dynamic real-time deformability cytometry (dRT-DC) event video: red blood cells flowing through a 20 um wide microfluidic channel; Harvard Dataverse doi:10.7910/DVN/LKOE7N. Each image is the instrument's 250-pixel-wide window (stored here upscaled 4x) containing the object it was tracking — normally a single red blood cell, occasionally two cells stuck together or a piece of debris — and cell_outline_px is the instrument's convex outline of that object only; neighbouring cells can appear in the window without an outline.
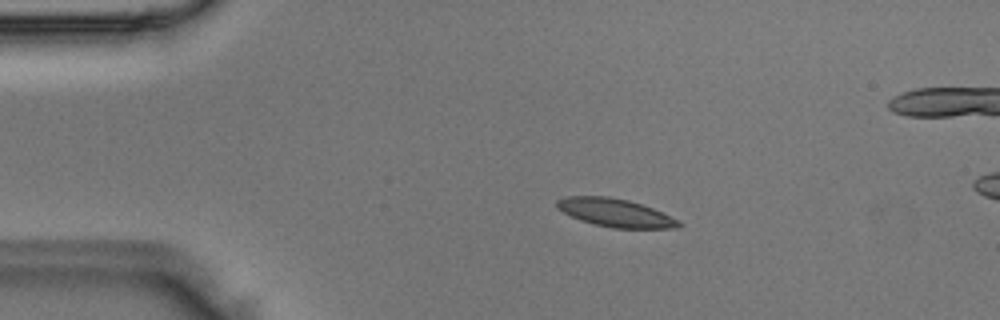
{"species": "Egyptian fruit bat (a non-hibernating species)", "species_latin": "Rousettus aegyptiacus", "temperature_condition": "room temperature", "stored_images_in_passage": 4, "camera_frame_rate_fps": 3000, "um_per_image_px": 0.085, "animal": {"sex": "male"}, "frame": {"image": 1, "passage_image": 3, "time_ms": 0.667, "image_size_px": [1000, 320], "cell_outline_px": [[684, 224], [680, 228], [612, 228], [592, 224], [580, 220], [556, 208], [556, 200], [568, 196], [608, 196], [628, 200], [652, 208], [680, 220]], "centroid_in_image_um": [52.32, 18.09], "position_along_channel_um": 32.7, "area_um2": 20.06}}